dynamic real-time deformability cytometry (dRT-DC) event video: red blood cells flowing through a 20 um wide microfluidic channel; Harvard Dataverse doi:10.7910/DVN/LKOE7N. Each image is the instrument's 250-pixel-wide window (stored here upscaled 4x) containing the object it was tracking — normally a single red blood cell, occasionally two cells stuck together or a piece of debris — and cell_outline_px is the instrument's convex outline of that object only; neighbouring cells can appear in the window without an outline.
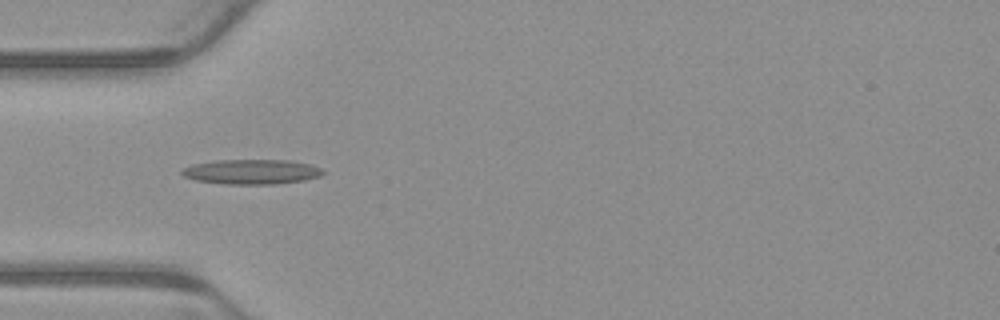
{"species": "common noctule bat (a hibernating species)", "species_latin": "Nyctalus noctula", "temperature_condition": "warm", "stored_images_in_passage": 2, "camera_frame_rate_fps": 3000, "um_per_image_px": 0.085, "animal": {"sex": "male", "body_mass_g": 23.1, "forearm_length_mm": 52.7}, "frame": {"image": 1, "passage_image": 2, "time_ms": 0.333, "image_size_px": [1000, 320], "cell_outline_px": [[324, 172], [320, 176], [304, 180], [276, 184], [224, 184], [196, 180], [184, 176], [180, 172], [184, 168], [192, 164], [216, 160], [292, 160], [312, 164], [320, 168]], "centroid_in_image_um": [21.4, 14.59], "position_along_channel_um": 63.6, "area_um2": 20.46}}